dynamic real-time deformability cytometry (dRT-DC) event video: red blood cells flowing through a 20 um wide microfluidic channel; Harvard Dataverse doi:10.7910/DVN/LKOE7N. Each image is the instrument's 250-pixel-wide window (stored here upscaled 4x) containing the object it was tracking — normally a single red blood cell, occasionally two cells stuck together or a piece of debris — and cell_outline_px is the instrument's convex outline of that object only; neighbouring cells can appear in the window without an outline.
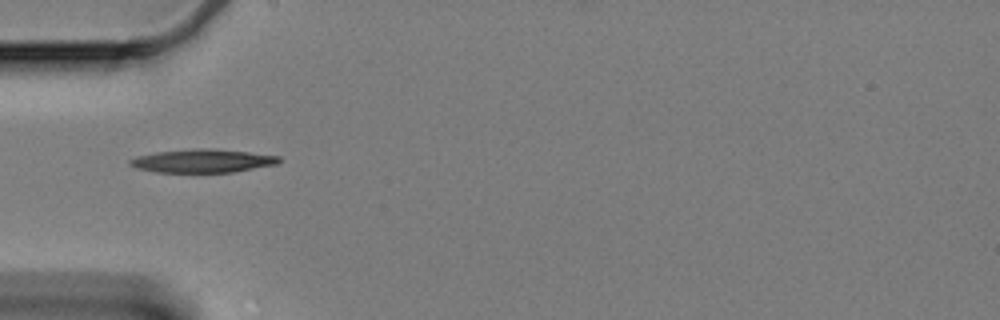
{"species": "Egyptian fruit bat (a non-hibernating species)", "species_latin": "Rousettus aegyptiacus", "temperature_condition": "cold", "stored_images_in_passage": 42, "camera_frame_rate_fps": 3000, "um_per_image_px": 0.085, "animal": {"sex": "female"}, "frame": {"image": 1, "passage_image": 1, "time_ms": 0.0, "image_size_px": [1000, 320], "cell_outline_px": [[280, 160], [276, 164], [232, 172], [156, 172], [136, 168], [128, 164], [128, 160], [136, 156], [156, 152], [192, 148], [212, 148], [248, 152], [280, 156]], "centroid_in_image_um": [17.16, 13.66], "position_along_channel_um": 67.8, "area_um2": 20.29}}
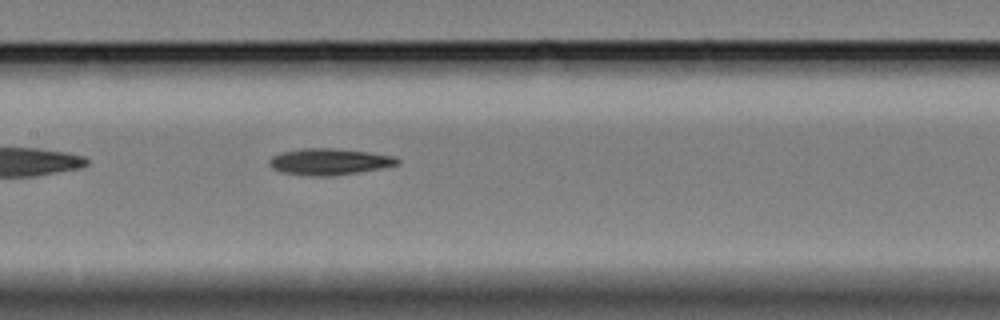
{"frame": {"image": 2, "passage_image": 11, "time_ms": 3.333, "image_size_px": [1000, 320], "cell_outline_px": [[400, 160], [396, 164], [380, 168], [332, 176], [308, 176], [280, 172], [272, 168], [268, 164], [268, 160], [272, 156], [280, 152], [300, 148], [332, 148], [396, 156]], "centroid_in_image_um": [27.89, 13.74], "position_along_channel_um": 179.5, "area_um2": 19.65}}
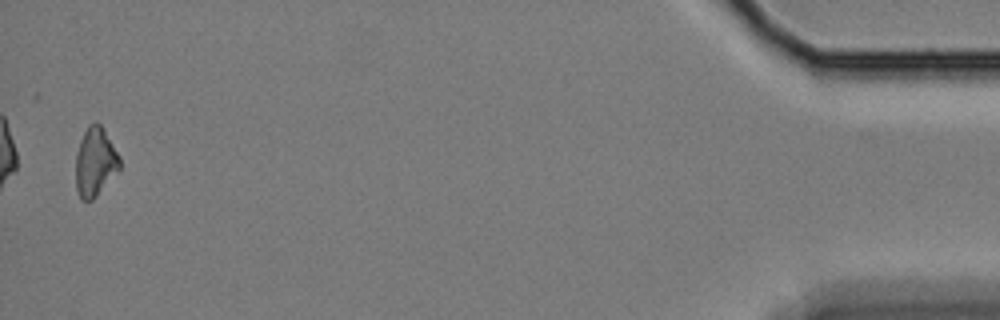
{"frame": {"image": 3, "passage_image": 41, "time_ms": 13.333, "image_size_px": [1000, 320], "cell_outline_px": [[120, 168], [96, 196], [92, 200], [80, 200], [76, 188], [76, 152], [80, 140], [88, 124], [96, 120], [100, 124], [120, 156]], "centroid_in_image_um": [8.07, 13.75], "position_along_channel_um": 427.1, "area_um2": 17.57}}